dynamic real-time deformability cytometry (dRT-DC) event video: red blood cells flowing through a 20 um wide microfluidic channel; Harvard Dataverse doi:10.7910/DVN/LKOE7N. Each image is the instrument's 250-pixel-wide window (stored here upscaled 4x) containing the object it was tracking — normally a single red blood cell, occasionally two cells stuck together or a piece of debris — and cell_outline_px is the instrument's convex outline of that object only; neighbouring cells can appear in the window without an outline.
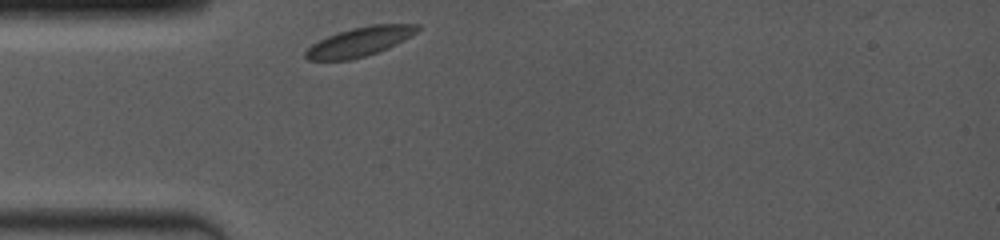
{"species": "common noctule bat (a hibernating species)", "species_latin": "Nyctalus noctula", "temperature_condition": "room temperature", "stored_images_in_passage": 6, "camera_frame_rate_fps": 4000, "um_per_image_px": 0.085, "animal": {"sex": "female", "body_mass_g": 19.0, "forearm_length_mm": 53.3}, "frame": {"image": 1, "passage_image": 1, "time_ms": 0.0, "image_size_px": [1000, 240], "cell_outline_px": [[420, 28], [416, 32], [396, 44], [388, 48], [364, 56], [348, 60], [308, 60], [304, 56], [304, 52], [312, 44], [328, 36], [352, 28], [372, 24], [420, 24]], "centroid_in_image_um": [30.56, 3.54], "position_along_channel_um": 54.4, "area_um2": 18.73}}